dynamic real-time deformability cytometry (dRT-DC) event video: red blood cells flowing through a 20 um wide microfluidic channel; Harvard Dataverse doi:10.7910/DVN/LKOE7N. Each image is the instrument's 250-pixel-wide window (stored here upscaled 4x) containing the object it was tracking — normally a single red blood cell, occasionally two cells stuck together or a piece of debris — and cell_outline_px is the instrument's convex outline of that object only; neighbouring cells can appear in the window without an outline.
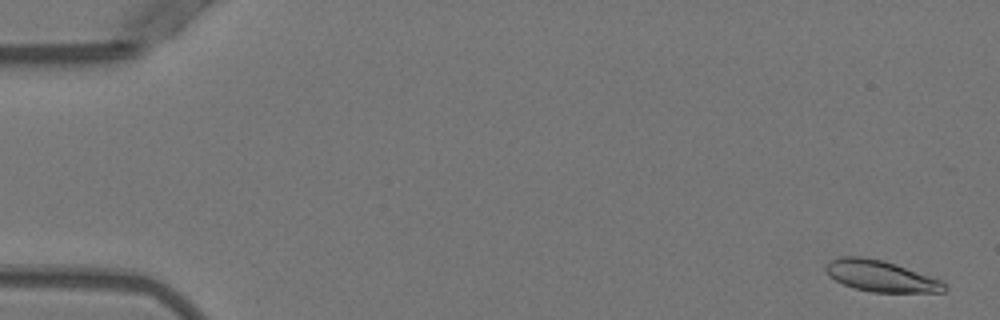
{"species": "Egyptian fruit bat (a non-hibernating species)", "species_latin": "Rousettus aegyptiacus", "temperature_condition": "warm", "stored_images_in_passage": 40, "camera_frame_rate_fps": 3000, "um_per_image_px": 0.085, "animal": {"sex": "female"}, "frame": {"image": 1, "passage_image": 2, "time_ms": 0.333, "image_size_px": [1000, 320], "cell_outline_px": [[948, 288], [944, 292], [872, 292], [856, 288], [844, 284], [836, 280], [824, 272], [824, 264], [840, 256], [860, 256], [880, 260], [896, 264], [940, 280]], "centroid_in_image_um": [74.83, 23.46], "position_along_channel_um": 10.2, "area_um2": 21.33}}
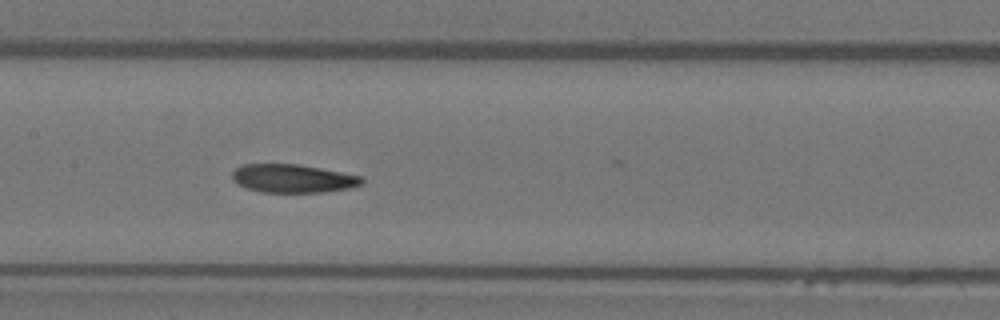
{"frame": {"image": 2, "passage_image": 26, "time_ms": 8.333, "image_size_px": [1000, 320], "cell_outline_px": [[364, 184], [348, 188], [324, 192], [260, 192], [248, 188], [232, 180], [232, 172], [240, 164], [300, 164], [364, 176]], "centroid_in_image_um": [24.93, 15.16], "position_along_channel_um": 182.5, "area_um2": 21.56}}
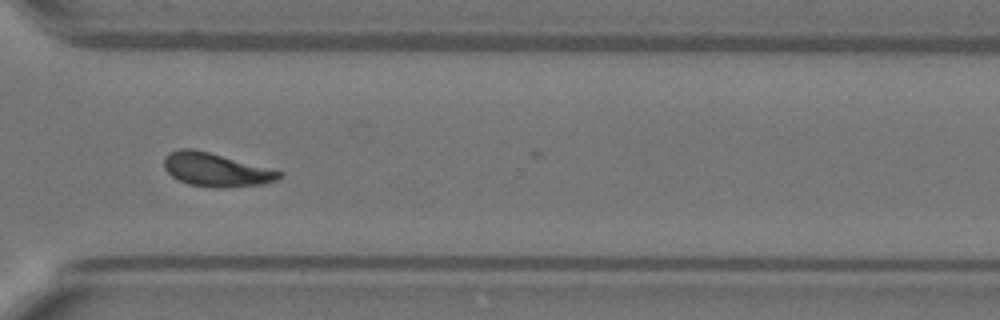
{"frame": {"image": 3, "passage_image": 39, "time_ms": 12.667, "image_size_px": [1000, 320], "cell_outline_px": [[284, 176], [280, 180], [264, 184], [220, 188], [216, 188], [188, 184], [172, 176], [164, 168], [164, 156], [168, 152], [180, 148], [192, 148], [208, 152], [284, 172]], "centroid_in_image_um": [18.37, 14.43], "position_along_channel_um": 352.2, "area_um2": 22.54}}